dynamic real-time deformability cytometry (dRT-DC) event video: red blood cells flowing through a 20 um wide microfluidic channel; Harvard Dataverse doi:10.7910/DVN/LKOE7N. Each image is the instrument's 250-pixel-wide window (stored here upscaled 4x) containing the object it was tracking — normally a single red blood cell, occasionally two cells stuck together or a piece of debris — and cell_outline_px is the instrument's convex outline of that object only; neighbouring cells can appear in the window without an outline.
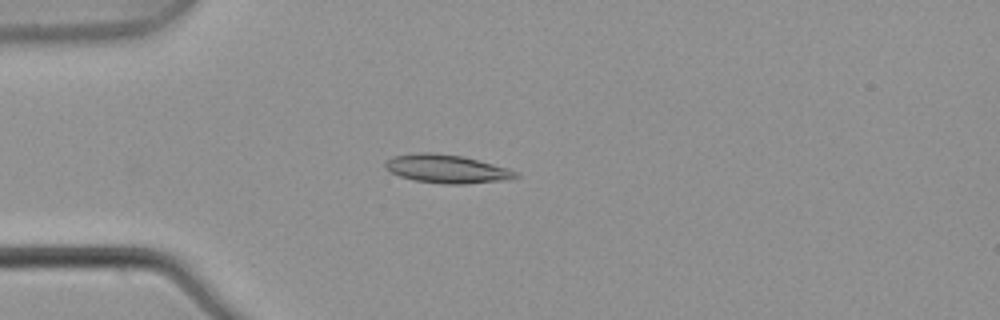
{"species": "common noctule bat (a hibernating species)", "species_latin": "Nyctalus noctula", "temperature_condition": "warm", "stored_images_in_passage": 5, "camera_frame_rate_fps": 3000, "um_per_image_px": 0.085, "animal": {"sex": "male", "body_mass_g": 21.5, "forearm_length_mm": 52.0}, "frame": {"image": 1, "passage_image": 3, "time_ms": 0.667, "image_size_px": [1000, 320], "cell_outline_px": [[520, 176], [512, 180], [464, 184], [444, 184], [412, 180], [400, 176], [384, 168], [384, 160], [392, 156], [420, 152], [432, 152], [464, 156], [508, 168], [516, 172]], "centroid_in_image_um": [37.98, 14.35], "position_along_channel_um": 47.0, "area_um2": 21.96}}
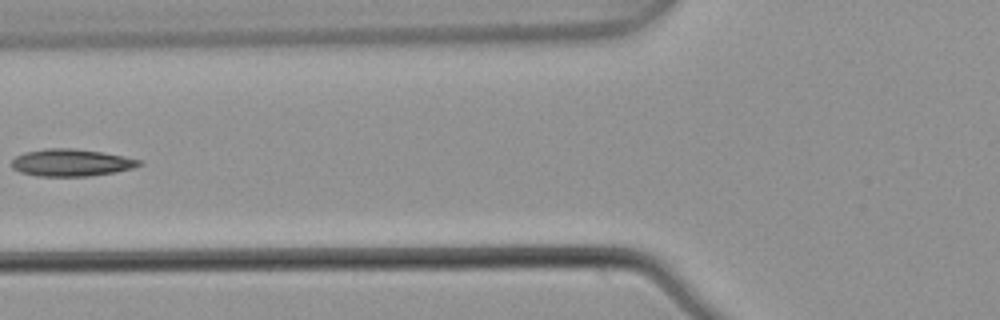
{"frame": {"image": 2, "passage_image": 5, "time_ms": 1.333, "image_size_px": [1000, 320], "cell_outline_px": [[144, 164], [132, 168], [116, 172], [88, 176], [36, 176], [20, 172], [12, 168], [12, 160], [16, 156], [24, 152], [48, 148], [72, 148], [100, 152], [124, 156], [144, 160]], "centroid_in_image_um": [6.08, 13.82], "position_along_channel_um": 119.7, "area_um2": 20.29}}